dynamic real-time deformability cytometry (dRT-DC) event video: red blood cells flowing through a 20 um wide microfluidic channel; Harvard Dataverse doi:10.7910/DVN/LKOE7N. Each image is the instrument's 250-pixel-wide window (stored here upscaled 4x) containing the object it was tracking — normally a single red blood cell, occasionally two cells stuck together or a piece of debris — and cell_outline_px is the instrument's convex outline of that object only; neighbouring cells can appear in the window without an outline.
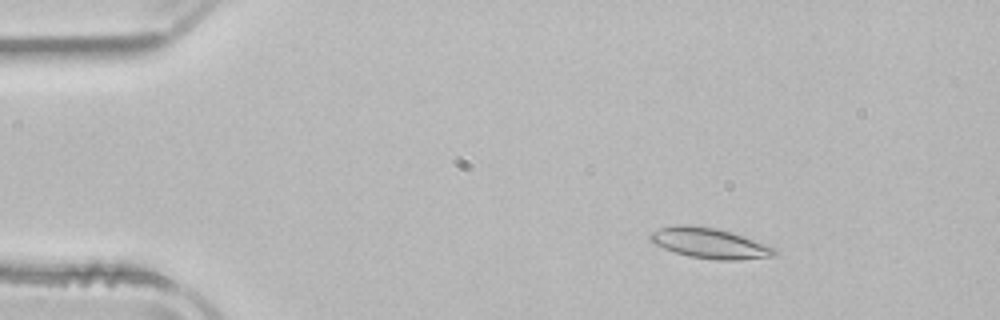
{"species": "common noctule bat (a hibernating species)", "species_latin": "Nyctalus noctula", "temperature_condition": "room temperature", "stored_images_in_passage": 52, "camera_frame_rate_fps": 3000, "um_per_image_px": 0.085, "animal": {"sex": "male", "body_mass_g": 21.5, "forearm_length_mm": 52.0}, "frame": {"image": 1, "passage_image": 8, "time_ms": 2.333, "image_size_px": [1000, 320], "cell_outline_px": [[776, 256], [736, 260], [716, 260], [688, 256], [664, 248], [648, 240], [648, 232], [660, 228], [676, 224], [688, 224], [716, 228], [744, 236], [776, 248]], "centroid_in_image_um": [60.28, 20.66], "position_along_channel_um": 24.7, "area_um2": 22.14}}
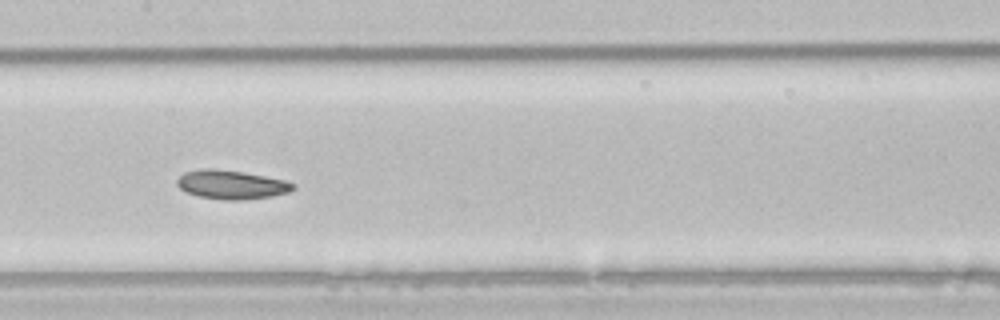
{"frame": {"image": 2, "passage_image": 26, "time_ms": 8.333, "image_size_px": [1000, 320], "cell_outline_px": [[296, 188], [288, 192], [272, 196], [240, 200], [224, 200], [200, 196], [184, 192], [176, 184], [176, 180], [184, 172], [200, 168], [212, 168], [244, 172], [284, 180], [296, 184]], "centroid_in_image_um": [19.65, 15.69], "position_along_channel_um": 187.8, "area_um2": 19.59}}
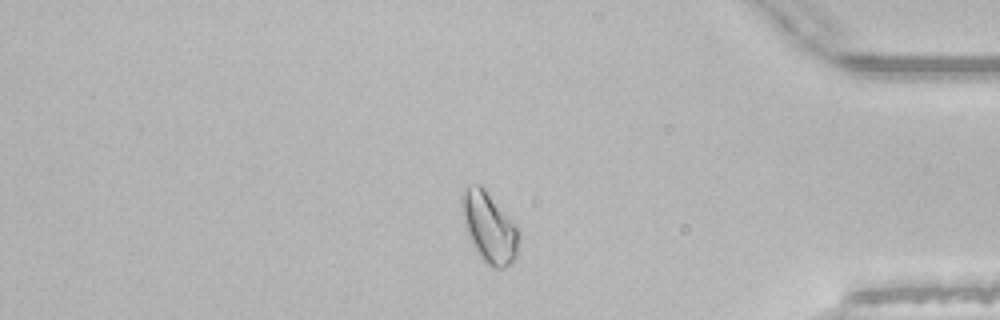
{"frame": {"image": 3, "passage_image": 44, "time_ms": 14.333, "image_size_px": [1000, 320], "cell_outline_px": [[520, 240], [516, 256], [504, 268], [492, 268], [476, 252], [468, 236], [460, 204], [464, 192], [468, 184], [480, 184], [484, 188], [520, 232]], "centroid_in_image_um": [41.57, 19.34], "position_along_channel_um": 393.6, "area_um2": 22.89}, "authors_computed_cell_mechanics": {"area_um2": 21.1259, "velocity_mm_per_s": 3.9108, "shape_relaxation_time_tau1_ms": 5.5046, "shape_relaxation_time_tau2_ms": 10.8894, "deformation_change_tau1": 0.118, "deformation_change_tau2": 0.184}}